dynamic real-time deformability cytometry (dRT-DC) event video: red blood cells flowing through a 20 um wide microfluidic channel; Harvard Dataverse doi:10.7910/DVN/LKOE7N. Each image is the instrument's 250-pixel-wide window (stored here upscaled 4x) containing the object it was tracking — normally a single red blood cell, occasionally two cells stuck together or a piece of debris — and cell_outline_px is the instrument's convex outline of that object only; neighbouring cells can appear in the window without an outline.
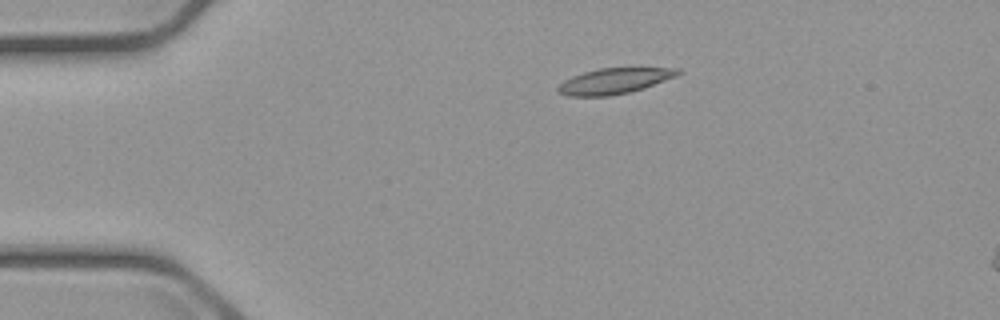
{"species": "common noctule bat (a hibernating species)", "species_latin": "Nyctalus noctula", "temperature_condition": "cold", "stored_images_in_passage": 3, "camera_frame_rate_fps": 3000, "um_per_image_px": 0.085, "animal": {"sex": "male", "body_mass_g": 23.1, "forearm_length_mm": 52.7}, "frame": {"image": 1, "passage_image": 1, "time_ms": 0.0, "image_size_px": [1000, 320], "cell_outline_px": [[684, 72], [676, 76], [644, 88], [628, 92], [608, 96], [568, 96], [556, 92], [556, 88], [564, 80], [572, 76], [596, 68], [632, 64], [680, 68]], "centroid_in_image_um": [52.32, 6.8], "position_along_channel_um": 32.7, "area_um2": 19.19}}